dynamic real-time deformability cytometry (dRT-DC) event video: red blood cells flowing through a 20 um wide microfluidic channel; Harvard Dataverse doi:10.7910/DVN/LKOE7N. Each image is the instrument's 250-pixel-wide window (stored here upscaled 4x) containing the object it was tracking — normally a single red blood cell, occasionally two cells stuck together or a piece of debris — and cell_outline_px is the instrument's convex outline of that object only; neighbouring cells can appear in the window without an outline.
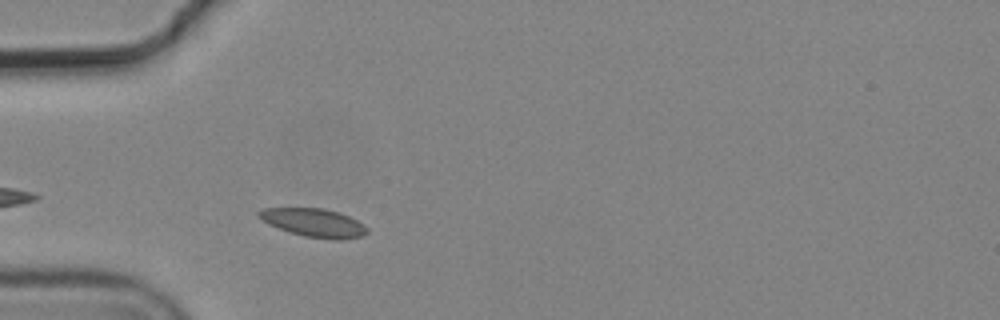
{"species": "common noctule bat (a hibernating species)", "species_latin": "Nyctalus noctula", "temperature_condition": "cold", "stored_images_in_passage": 2, "camera_frame_rate_fps": 3000, "um_per_image_px": 0.085, "animal": {"sex": "male", "body_mass_g": 19.2, "forearm_length_mm": 51.8}, "frame": {"image": 1, "passage_image": 2, "time_ms": 0.333, "image_size_px": [1000, 320], "cell_outline_px": [[368, 232], [364, 236], [344, 240], [332, 240], [304, 236], [268, 224], [256, 216], [256, 212], [264, 208], [324, 208], [340, 212], [364, 224], [368, 228]], "centroid_in_image_um": [26.71, 18.93], "position_along_channel_um": 58.3, "area_um2": 18.09}}